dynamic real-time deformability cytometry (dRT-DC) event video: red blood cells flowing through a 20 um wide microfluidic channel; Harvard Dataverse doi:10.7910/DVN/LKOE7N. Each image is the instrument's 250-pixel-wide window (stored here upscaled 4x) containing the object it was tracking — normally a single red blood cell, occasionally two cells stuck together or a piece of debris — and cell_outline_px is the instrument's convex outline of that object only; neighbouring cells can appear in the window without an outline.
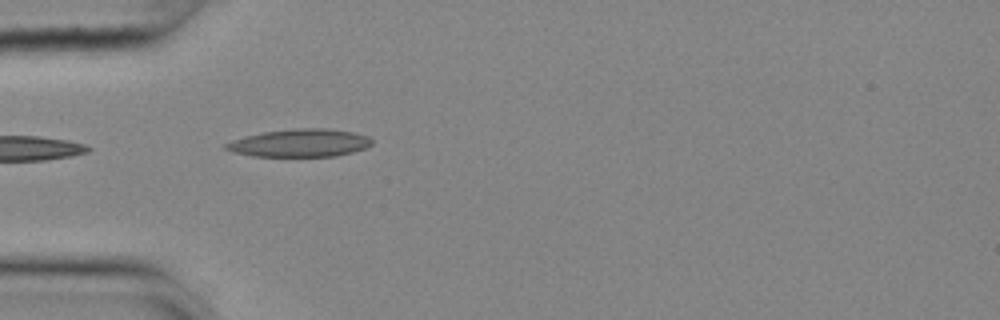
{"species": "common noctule bat (a hibernating species)", "species_latin": "Nyctalus noctula", "temperature_condition": "cold", "stored_images_in_passage": 3, "camera_frame_rate_fps": 3000, "um_per_image_px": 0.085, "animal": {"sex": "female", "body_mass_g": 25.1}, "frame": {"image": 1, "passage_image": 1, "time_ms": 0.0, "image_size_px": [1000, 320], "cell_outline_px": [[372, 144], [364, 148], [352, 152], [336, 156], [252, 156], [232, 152], [224, 148], [224, 144], [232, 140], [264, 132], [296, 128], [324, 128], [352, 132], [368, 136], [372, 140]], "centroid_in_image_um": [25.48, 12.15], "position_along_channel_um": 59.5, "area_um2": 23.47}}